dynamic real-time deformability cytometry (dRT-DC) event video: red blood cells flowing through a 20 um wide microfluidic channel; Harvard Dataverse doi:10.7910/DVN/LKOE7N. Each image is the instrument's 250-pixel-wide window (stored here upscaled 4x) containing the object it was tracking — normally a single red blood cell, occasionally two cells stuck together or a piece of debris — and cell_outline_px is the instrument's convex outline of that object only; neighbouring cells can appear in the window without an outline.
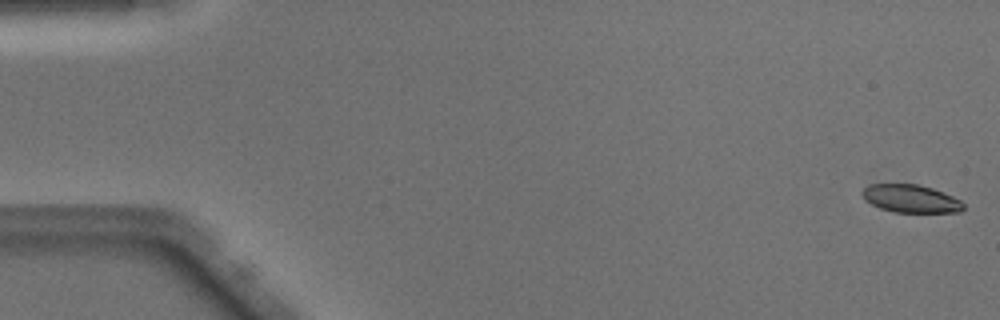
{"species": "Egyptian fruit bat (a non-hibernating species)", "species_latin": "Rousettus aegyptiacus", "temperature_condition": "warm", "stored_images_in_passage": 50, "camera_frame_rate_fps": 3000, "um_per_image_px": 0.085, "animal": {"sex": "male"}, "frame": {"image": 1, "passage_image": 1, "time_ms": 0.0, "image_size_px": [1000, 320], "cell_outline_px": [[964, 208], [960, 212], [896, 212], [880, 208], [864, 200], [860, 192], [868, 184], [916, 184], [932, 188], [944, 192], [960, 200], [964, 204]], "centroid_in_image_um": [77.4, 16.88], "position_along_channel_um": 7.6, "area_um2": 16.47}}
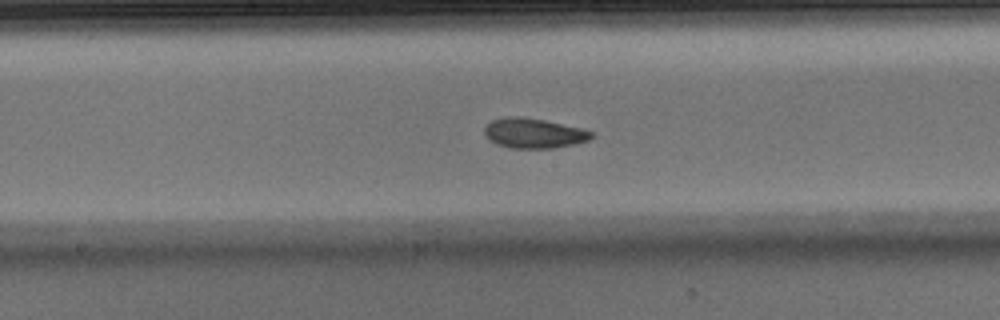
{"frame": {"image": 2, "passage_image": 26, "time_ms": 8.333, "image_size_px": [1000, 320], "cell_outline_px": [[592, 136], [588, 140], [576, 144], [552, 148], [508, 148], [496, 144], [488, 140], [484, 132], [484, 128], [492, 120], [504, 116], [520, 116], [544, 120], [580, 128], [592, 132]], "centroid_in_image_um": [45.31, 11.32], "position_along_channel_um": 202.9, "area_um2": 18.67}}
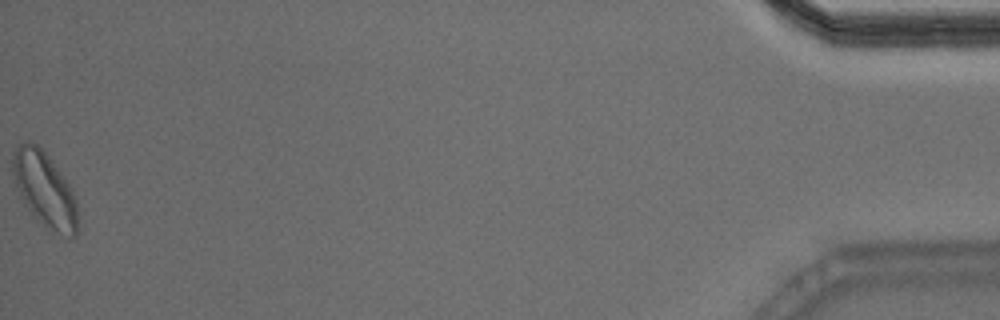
{"frame": {"image": 3, "passage_image": 50, "time_ms": 16.333, "image_size_px": [1000, 320], "cell_outline_px": [[76, 232], [68, 240], [48, 232], [28, 208], [20, 196], [12, 172], [12, 152], [24, 140], [28, 140], [36, 144], [48, 156], [72, 188], [76, 196]], "centroid_in_image_um": [3.79, 16.14], "position_along_channel_um": 431.4, "area_um2": 28.55}, "authors_computed_cell_mechanics": {"area_um2": 18.5827, "velocity_mm_per_s": 4.0773, "shape_relaxation_time_tau1_ms": 3.4685, "shape_relaxation_time_tau2_ms": 2.3833, "deformation_change_tau1": 0.1241, "deformation_change_tau2": 0.0787}}